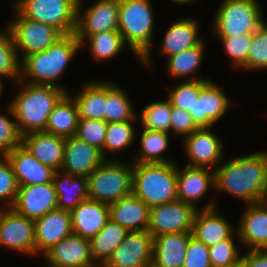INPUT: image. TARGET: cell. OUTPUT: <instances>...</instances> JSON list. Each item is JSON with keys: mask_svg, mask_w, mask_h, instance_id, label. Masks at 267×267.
Returning <instances> with one entry per match:
<instances>
[{"mask_svg": "<svg viewBox=\"0 0 267 267\" xmlns=\"http://www.w3.org/2000/svg\"><path fill=\"white\" fill-rule=\"evenodd\" d=\"M224 161L215 169V191L246 204L267 200V150Z\"/></svg>", "mask_w": 267, "mask_h": 267, "instance_id": "obj_1", "label": "cell"}, {"mask_svg": "<svg viewBox=\"0 0 267 267\" xmlns=\"http://www.w3.org/2000/svg\"><path fill=\"white\" fill-rule=\"evenodd\" d=\"M81 49V43L74 33L63 35L46 50L26 56L21 61L20 80L30 84L56 86L68 93L66 87L57 81L63 78L68 64Z\"/></svg>", "mask_w": 267, "mask_h": 267, "instance_id": "obj_2", "label": "cell"}, {"mask_svg": "<svg viewBox=\"0 0 267 267\" xmlns=\"http://www.w3.org/2000/svg\"><path fill=\"white\" fill-rule=\"evenodd\" d=\"M22 84L9 102L21 137L34 132H45L48 117L58 101L67 93L52 85Z\"/></svg>", "mask_w": 267, "mask_h": 267, "instance_id": "obj_3", "label": "cell"}, {"mask_svg": "<svg viewBox=\"0 0 267 267\" xmlns=\"http://www.w3.org/2000/svg\"><path fill=\"white\" fill-rule=\"evenodd\" d=\"M151 0H120L118 31L136 58L152 68L155 18Z\"/></svg>", "mask_w": 267, "mask_h": 267, "instance_id": "obj_4", "label": "cell"}, {"mask_svg": "<svg viewBox=\"0 0 267 267\" xmlns=\"http://www.w3.org/2000/svg\"><path fill=\"white\" fill-rule=\"evenodd\" d=\"M176 164L133 162L132 194L150 208L177 200Z\"/></svg>", "mask_w": 267, "mask_h": 267, "instance_id": "obj_5", "label": "cell"}, {"mask_svg": "<svg viewBox=\"0 0 267 267\" xmlns=\"http://www.w3.org/2000/svg\"><path fill=\"white\" fill-rule=\"evenodd\" d=\"M87 180L89 199L113 203L132 194L133 162L105 159Z\"/></svg>", "mask_w": 267, "mask_h": 267, "instance_id": "obj_6", "label": "cell"}, {"mask_svg": "<svg viewBox=\"0 0 267 267\" xmlns=\"http://www.w3.org/2000/svg\"><path fill=\"white\" fill-rule=\"evenodd\" d=\"M258 0H223L215 11V37H237L255 33L266 20Z\"/></svg>", "mask_w": 267, "mask_h": 267, "instance_id": "obj_7", "label": "cell"}, {"mask_svg": "<svg viewBox=\"0 0 267 267\" xmlns=\"http://www.w3.org/2000/svg\"><path fill=\"white\" fill-rule=\"evenodd\" d=\"M79 0H16L13 7L25 18L53 26L63 35L76 27Z\"/></svg>", "mask_w": 267, "mask_h": 267, "instance_id": "obj_8", "label": "cell"}, {"mask_svg": "<svg viewBox=\"0 0 267 267\" xmlns=\"http://www.w3.org/2000/svg\"><path fill=\"white\" fill-rule=\"evenodd\" d=\"M15 18L7 22L20 62L33 53L46 50L63 34L53 26L23 17L15 8ZM21 53V54H20Z\"/></svg>", "mask_w": 267, "mask_h": 267, "instance_id": "obj_9", "label": "cell"}, {"mask_svg": "<svg viewBox=\"0 0 267 267\" xmlns=\"http://www.w3.org/2000/svg\"><path fill=\"white\" fill-rule=\"evenodd\" d=\"M119 6L120 0H96L84 10L83 1L79 0L74 34L80 43L89 35L118 31Z\"/></svg>", "mask_w": 267, "mask_h": 267, "instance_id": "obj_10", "label": "cell"}, {"mask_svg": "<svg viewBox=\"0 0 267 267\" xmlns=\"http://www.w3.org/2000/svg\"><path fill=\"white\" fill-rule=\"evenodd\" d=\"M0 245L12 251L36 255L34 221L13 208L0 207Z\"/></svg>", "mask_w": 267, "mask_h": 267, "instance_id": "obj_11", "label": "cell"}, {"mask_svg": "<svg viewBox=\"0 0 267 267\" xmlns=\"http://www.w3.org/2000/svg\"><path fill=\"white\" fill-rule=\"evenodd\" d=\"M196 209L179 199L150 208L147 231L153 236L192 232Z\"/></svg>", "mask_w": 267, "mask_h": 267, "instance_id": "obj_12", "label": "cell"}, {"mask_svg": "<svg viewBox=\"0 0 267 267\" xmlns=\"http://www.w3.org/2000/svg\"><path fill=\"white\" fill-rule=\"evenodd\" d=\"M182 139L187 166L215 170L223 162V140L211 128H199Z\"/></svg>", "mask_w": 267, "mask_h": 267, "instance_id": "obj_13", "label": "cell"}, {"mask_svg": "<svg viewBox=\"0 0 267 267\" xmlns=\"http://www.w3.org/2000/svg\"><path fill=\"white\" fill-rule=\"evenodd\" d=\"M154 237L147 231L128 232L102 267H151Z\"/></svg>", "mask_w": 267, "mask_h": 267, "instance_id": "obj_14", "label": "cell"}, {"mask_svg": "<svg viewBox=\"0 0 267 267\" xmlns=\"http://www.w3.org/2000/svg\"><path fill=\"white\" fill-rule=\"evenodd\" d=\"M215 199L214 196L204 208H198L193 218L192 236L208 247L230 238L237 231V228L218 212Z\"/></svg>", "mask_w": 267, "mask_h": 267, "instance_id": "obj_15", "label": "cell"}, {"mask_svg": "<svg viewBox=\"0 0 267 267\" xmlns=\"http://www.w3.org/2000/svg\"><path fill=\"white\" fill-rule=\"evenodd\" d=\"M230 97L218 83L210 80L195 100L192 111H188L199 128H213L229 110Z\"/></svg>", "mask_w": 267, "mask_h": 267, "instance_id": "obj_16", "label": "cell"}, {"mask_svg": "<svg viewBox=\"0 0 267 267\" xmlns=\"http://www.w3.org/2000/svg\"><path fill=\"white\" fill-rule=\"evenodd\" d=\"M57 199L53 182L19 186L12 208L18 214L35 221L48 212L58 209Z\"/></svg>", "mask_w": 267, "mask_h": 267, "instance_id": "obj_17", "label": "cell"}, {"mask_svg": "<svg viewBox=\"0 0 267 267\" xmlns=\"http://www.w3.org/2000/svg\"><path fill=\"white\" fill-rule=\"evenodd\" d=\"M42 257L46 267L96 265L91 252L90 239L74 233L47 250Z\"/></svg>", "mask_w": 267, "mask_h": 267, "instance_id": "obj_18", "label": "cell"}, {"mask_svg": "<svg viewBox=\"0 0 267 267\" xmlns=\"http://www.w3.org/2000/svg\"><path fill=\"white\" fill-rule=\"evenodd\" d=\"M245 206L236 226L237 241L248 250L267 249V200Z\"/></svg>", "mask_w": 267, "mask_h": 267, "instance_id": "obj_19", "label": "cell"}, {"mask_svg": "<svg viewBox=\"0 0 267 267\" xmlns=\"http://www.w3.org/2000/svg\"><path fill=\"white\" fill-rule=\"evenodd\" d=\"M104 160L97 147L76 136L65 139L62 171L88 177Z\"/></svg>", "mask_w": 267, "mask_h": 267, "instance_id": "obj_20", "label": "cell"}, {"mask_svg": "<svg viewBox=\"0 0 267 267\" xmlns=\"http://www.w3.org/2000/svg\"><path fill=\"white\" fill-rule=\"evenodd\" d=\"M177 198L198 209V201L216 188L215 170L206 167L177 166Z\"/></svg>", "mask_w": 267, "mask_h": 267, "instance_id": "obj_21", "label": "cell"}, {"mask_svg": "<svg viewBox=\"0 0 267 267\" xmlns=\"http://www.w3.org/2000/svg\"><path fill=\"white\" fill-rule=\"evenodd\" d=\"M36 256L43 255L52 246L73 233L71 213L56 209L34 221Z\"/></svg>", "mask_w": 267, "mask_h": 267, "instance_id": "obj_22", "label": "cell"}, {"mask_svg": "<svg viewBox=\"0 0 267 267\" xmlns=\"http://www.w3.org/2000/svg\"><path fill=\"white\" fill-rule=\"evenodd\" d=\"M18 186L52 182L55 170L40 163L21 143L6 155Z\"/></svg>", "mask_w": 267, "mask_h": 267, "instance_id": "obj_23", "label": "cell"}, {"mask_svg": "<svg viewBox=\"0 0 267 267\" xmlns=\"http://www.w3.org/2000/svg\"><path fill=\"white\" fill-rule=\"evenodd\" d=\"M70 213L73 233L87 239L97 235L110 219L109 204L92 199L82 201Z\"/></svg>", "mask_w": 267, "mask_h": 267, "instance_id": "obj_24", "label": "cell"}, {"mask_svg": "<svg viewBox=\"0 0 267 267\" xmlns=\"http://www.w3.org/2000/svg\"><path fill=\"white\" fill-rule=\"evenodd\" d=\"M65 137L34 132L21 137V144L42 164L61 170Z\"/></svg>", "mask_w": 267, "mask_h": 267, "instance_id": "obj_25", "label": "cell"}, {"mask_svg": "<svg viewBox=\"0 0 267 267\" xmlns=\"http://www.w3.org/2000/svg\"><path fill=\"white\" fill-rule=\"evenodd\" d=\"M110 219L129 232L144 231L149 227L150 207L131 194L109 204Z\"/></svg>", "mask_w": 267, "mask_h": 267, "instance_id": "obj_26", "label": "cell"}, {"mask_svg": "<svg viewBox=\"0 0 267 267\" xmlns=\"http://www.w3.org/2000/svg\"><path fill=\"white\" fill-rule=\"evenodd\" d=\"M199 26L196 19L186 16L173 22L163 35L160 53L169 57L197 46L203 40Z\"/></svg>", "mask_w": 267, "mask_h": 267, "instance_id": "obj_27", "label": "cell"}, {"mask_svg": "<svg viewBox=\"0 0 267 267\" xmlns=\"http://www.w3.org/2000/svg\"><path fill=\"white\" fill-rule=\"evenodd\" d=\"M192 232L154 237L152 267H183L187 244Z\"/></svg>", "mask_w": 267, "mask_h": 267, "instance_id": "obj_28", "label": "cell"}, {"mask_svg": "<svg viewBox=\"0 0 267 267\" xmlns=\"http://www.w3.org/2000/svg\"><path fill=\"white\" fill-rule=\"evenodd\" d=\"M53 185L57 194V207L71 212L79 203L89 199L88 180L62 170L55 171Z\"/></svg>", "mask_w": 267, "mask_h": 267, "instance_id": "obj_29", "label": "cell"}, {"mask_svg": "<svg viewBox=\"0 0 267 267\" xmlns=\"http://www.w3.org/2000/svg\"><path fill=\"white\" fill-rule=\"evenodd\" d=\"M78 122L76 102L69 93H66L49 114L45 132L65 138L76 136Z\"/></svg>", "mask_w": 267, "mask_h": 267, "instance_id": "obj_30", "label": "cell"}, {"mask_svg": "<svg viewBox=\"0 0 267 267\" xmlns=\"http://www.w3.org/2000/svg\"><path fill=\"white\" fill-rule=\"evenodd\" d=\"M80 90L72 96L77 105L79 119L105 121V80H89Z\"/></svg>", "mask_w": 267, "mask_h": 267, "instance_id": "obj_31", "label": "cell"}, {"mask_svg": "<svg viewBox=\"0 0 267 267\" xmlns=\"http://www.w3.org/2000/svg\"><path fill=\"white\" fill-rule=\"evenodd\" d=\"M205 40H202L197 46L180 51L179 53L166 57V70L173 79L186 80H200L204 79L202 76H197L195 73L198 72L203 56L205 54ZM195 74V76H193ZM190 76V77H189Z\"/></svg>", "mask_w": 267, "mask_h": 267, "instance_id": "obj_32", "label": "cell"}, {"mask_svg": "<svg viewBox=\"0 0 267 267\" xmlns=\"http://www.w3.org/2000/svg\"><path fill=\"white\" fill-rule=\"evenodd\" d=\"M128 232L125 227L109 219L103 229L90 239L92 256L98 267L109 260Z\"/></svg>", "mask_w": 267, "mask_h": 267, "instance_id": "obj_33", "label": "cell"}, {"mask_svg": "<svg viewBox=\"0 0 267 267\" xmlns=\"http://www.w3.org/2000/svg\"><path fill=\"white\" fill-rule=\"evenodd\" d=\"M127 92L117 83L105 81V121L107 123L138 120Z\"/></svg>", "mask_w": 267, "mask_h": 267, "instance_id": "obj_34", "label": "cell"}, {"mask_svg": "<svg viewBox=\"0 0 267 267\" xmlns=\"http://www.w3.org/2000/svg\"><path fill=\"white\" fill-rule=\"evenodd\" d=\"M140 147L132 162L138 163H170L171 159L164 155L169 147L170 133L142 129ZM167 158V159H166Z\"/></svg>", "mask_w": 267, "mask_h": 267, "instance_id": "obj_35", "label": "cell"}, {"mask_svg": "<svg viewBox=\"0 0 267 267\" xmlns=\"http://www.w3.org/2000/svg\"><path fill=\"white\" fill-rule=\"evenodd\" d=\"M87 45L91 57L95 61L112 60L116 55L128 47L119 31L99 32L89 35L82 43L81 48Z\"/></svg>", "mask_w": 267, "mask_h": 267, "instance_id": "obj_36", "label": "cell"}, {"mask_svg": "<svg viewBox=\"0 0 267 267\" xmlns=\"http://www.w3.org/2000/svg\"><path fill=\"white\" fill-rule=\"evenodd\" d=\"M138 120H128L123 122L107 123V131L104 139L103 149L101 153L105 159L111 158L107 154H117L125 151L137 140V133L135 131V123ZM108 157V158H107ZM110 157V158H109Z\"/></svg>", "mask_w": 267, "mask_h": 267, "instance_id": "obj_37", "label": "cell"}, {"mask_svg": "<svg viewBox=\"0 0 267 267\" xmlns=\"http://www.w3.org/2000/svg\"><path fill=\"white\" fill-rule=\"evenodd\" d=\"M138 121L142 128L169 133L171 124V103L167 97L164 101H153L141 111Z\"/></svg>", "mask_w": 267, "mask_h": 267, "instance_id": "obj_38", "label": "cell"}, {"mask_svg": "<svg viewBox=\"0 0 267 267\" xmlns=\"http://www.w3.org/2000/svg\"><path fill=\"white\" fill-rule=\"evenodd\" d=\"M20 60L11 33L0 30V80L9 78L17 83L20 80Z\"/></svg>", "mask_w": 267, "mask_h": 267, "instance_id": "obj_39", "label": "cell"}, {"mask_svg": "<svg viewBox=\"0 0 267 267\" xmlns=\"http://www.w3.org/2000/svg\"><path fill=\"white\" fill-rule=\"evenodd\" d=\"M209 77L200 80H182L175 87H169L168 98L174 107L192 111L195 100L198 99L201 89L209 82Z\"/></svg>", "mask_w": 267, "mask_h": 267, "instance_id": "obj_40", "label": "cell"}, {"mask_svg": "<svg viewBox=\"0 0 267 267\" xmlns=\"http://www.w3.org/2000/svg\"><path fill=\"white\" fill-rule=\"evenodd\" d=\"M254 33L237 37H216L223 45L224 53L231 59L234 67L247 72L248 50Z\"/></svg>", "mask_w": 267, "mask_h": 267, "instance_id": "obj_41", "label": "cell"}, {"mask_svg": "<svg viewBox=\"0 0 267 267\" xmlns=\"http://www.w3.org/2000/svg\"><path fill=\"white\" fill-rule=\"evenodd\" d=\"M250 70H267V21L253 34L247 58V71Z\"/></svg>", "mask_w": 267, "mask_h": 267, "instance_id": "obj_42", "label": "cell"}, {"mask_svg": "<svg viewBox=\"0 0 267 267\" xmlns=\"http://www.w3.org/2000/svg\"><path fill=\"white\" fill-rule=\"evenodd\" d=\"M237 231L230 238L219 241L209 247V257L212 267H227L235 262L243 254L238 250L236 238ZM235 240V241H234Z\"/></svg>", "mask_w": 267, "mask_h": 267, "instance_id": "obj_43", "label": "cell"}, {"mask_svg": "<svg viewBox=\"0 0 267 267\" xmlns=\"http://www.w3.org/2000/svg\"><path fill=\"white\" fill-rule=\"evenodd\" d=\"M18 183L6 156H0V201L4 208H12L18 194ZM4 201V202H3Z\"/></svg>", "mask_w": 267, "mask_h": 267, "instance_id": "obj_44", "label": "cell"}, {"mask_svg": "<svg viewBox=\"0 0 267 267\" xmlns=\"http://www.w3.org/2000/svg\"><path fill=\"white\" fill-rule=\"evenodd\" d=\"M10 117L12 118L10 119ZM20 142L21 136L16 126L14 114L8 103L7 112L4 114L0 112V156H6L18 146Z\"/></svg>", "mask_w": 267, "mask_h": 267, "instance_id": "obj_45", "label": "cell"}, {"mask_svg": "<svg viewBox=\"0 0 267 267\" xmlns=\"http://www.w3.org/2000/svg\"><path fill=\"white\" fill-rule=\"evenodd\" d=\"M106 131L107 122L104 120L79 119L76 137L102 150Z\"/></svg>", "mask_w": 267, "mask_h": 267, "instance_id": "obj_46", "label": "cell"}, {"mask_svg": "<svg viewBox=\"0 0 267 267\" xmlns=\"http://www.w3.org/2000/svg\"><path fill=\"white\" fill-rule=\"evenodd\" d=\"M183 267H212L209 247L191 236L187 244Z\"/></svg>", "mask_w": 267, "mask_h": 267, "instance_id": "obj_47", "label": "cell"}, {"mask_svg": "<svg viewBox=\"0 0 267 267\" xmlns=\"http://www.w3.org/2000/svg\"><path fill=\"white\" fill-rule=\"evenodd\" d=\"M170 121V134H175L177 137L179 135L180 138L181 136L184 138L199 129L188 111L172 105Z\"/></svg>", "mask_w": 267, "mask_h": 267, "instance_id": "obj_48", "label": "cell"}, {"mask_svg": "<svg viewBox=\"0 0 267 267\" xmlns=\"http://www.w3.org/2000/svg\"><path fill=\"white\" fill-rule=\"evenodd\" d=\"M243 256L250 267H267V249L248 250Z\"/></svg>", "mask_w": 267, "mask_h": 267, "instance_id": "obj_49", "label": "cell"}, {"mask_svg": "<svg viewBox=\"0 0 267 267\" xmlns=\"http://www.w3.org/2000/svg\"><path fill=\"white\" fill-rule=\"evenodd\" d=\"M227 267H250L247 259L242 255L235 262Z\"/></svg>", "mask_w": 267, "mask_h": 267, "instance_id": "obj_50", "label": "cell"}, {"mask_svg": "<svg viewBox=\"0 0 267 267\" xmlns=\"http://www.w3.org/2000/svg\"><path fill=\"white\" fill-rule=\"evenodd\" d=\"M169 1H172L173 3H176V4H190V3H193L194 0H169Z\"/></svg>", "mask_w": 267, "mask_h": 267, "instance_id": "obj_51", "label": "cell"}, {"mask_svg": "<svg viewBox=\"0 0 267 267\" xmlns=\"http://www.w3.org/2000/svg\"><path fill=\"white\" fill-rule=\"evenodd\" d=\"M67 267H98L97 265H85V266H67Z\"/></svg>", "mask_w": 267, "mask_h": 267, "instance_id": "obj_52", "label": "cell"}, {"mask_svg": "<svg viewBox=\"0 0 267 267\" xmlns=\"http://www.w3.org/2000/svg\"><path fill=\"white\" fill-rule=\"evenodd\" d=\"M3 83H4V82L0 80V95H1L2 90H3V88H4V87H3V86H4Z\"/></svg>", "mask_w": 267, "mask_h": 267, "instance_id": "obj_53", "label": "cell"}]
</instances>
